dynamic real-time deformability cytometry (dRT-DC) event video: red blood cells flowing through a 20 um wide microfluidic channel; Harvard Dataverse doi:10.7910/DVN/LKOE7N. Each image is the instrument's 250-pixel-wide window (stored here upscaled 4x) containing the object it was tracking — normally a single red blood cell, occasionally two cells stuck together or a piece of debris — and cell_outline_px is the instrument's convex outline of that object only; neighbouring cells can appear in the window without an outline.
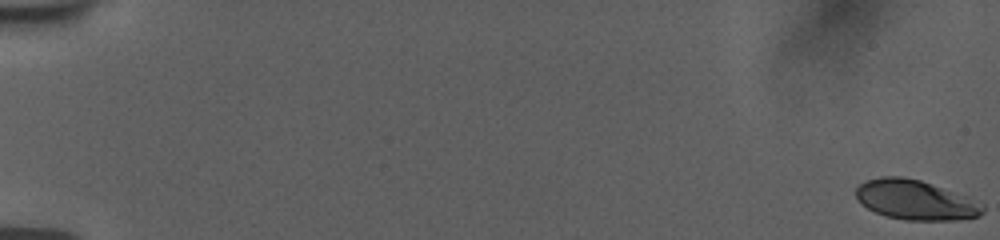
{"species": "human", "species_latin": "Homo sapiens", "temperature_condition": "room temperature", "stored_images_in_passage": 57, "camera_frame_rate_fps": 3000, "um_per_image_px": 0.085, "donor": {"sex": "female"}, "frame": {"image": 1, "passage_image": 1, "time_ms": 0.0, "image_size_px": [1000, 240], "cell_outline_px": [[984, 212], [980, 216], [960, 220], [904, 220], [888, 216], [876, 212], [868, 208], [856, 196], [856, 188], [860, 184], [868, 180], [880, 176], [900, 176], [920, 180], [968, 196], [984, 204]], "centroid_in_image_um": [77.88, 17.0], "position_along_channel_um": 7.1, "area_um2": 29.3}}
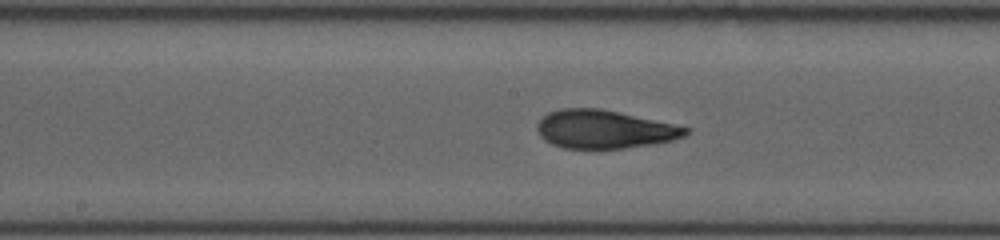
{"frame": {"image": 2, "passage_image": 32, "time_ms": 10.333, "image_size_px": [1000, 240], "cell_outline_px": [[688, 132], [684, 136], [672, 140], [652, 144], [624, 148], [560, 148], [544, 140], [540, 136], [536, 128], [536, 124], [540, 116], [548, 112], [560, 108], [600, 108], [672, 124], [688, 128]], "centroid_in_image_um": [51.27, 10.98], "position_along_channel_um": 196.9, "area_um2": 33.06}}
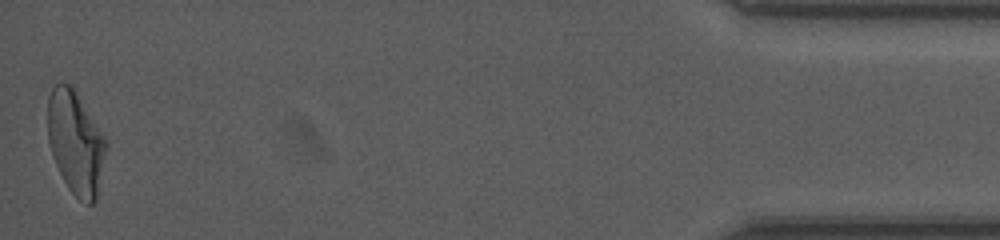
{"frame": {"image": 3, "passage_image": 57, "time_ms": 18.667, "image_size_px": [1000, 240], "cell_outline_px": [[108, 148], [96, 200], [92, 204], [88, 204], [80, 200], [68, 188], [52, 156], [48, 140], [48, 96], [52, 88], [56, 84], [72, 84], [108, 140]], "centroid_in_image_um": [6.46, 12.1], "position_along_channel_um": 428.7, "area_um2": 35.49}, "authors_computed_cell_mechanics": {"area_um2": 33.0616, "velocity_mm_per_s": 3.7541, "shape_relaxation_time_tau1_ms": 10.044, "shape_relaxation_time_tau2_ms": 1.3773, "deformation_change_tau1": 0.2985, "deformation_change_tau2": 0.0852}}